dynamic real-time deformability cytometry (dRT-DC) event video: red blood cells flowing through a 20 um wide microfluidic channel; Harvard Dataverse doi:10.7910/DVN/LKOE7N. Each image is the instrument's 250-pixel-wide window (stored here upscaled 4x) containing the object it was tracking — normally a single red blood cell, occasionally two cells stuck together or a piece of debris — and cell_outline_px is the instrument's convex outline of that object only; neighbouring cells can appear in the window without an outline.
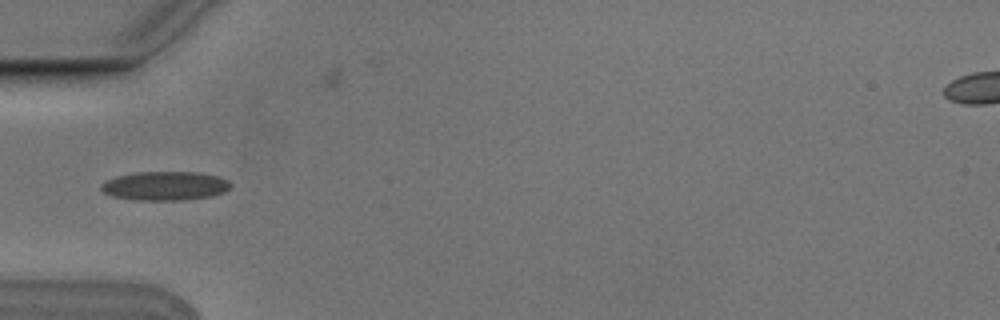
{"species": "Egyptian fruit bat (a non-hibernating species)", "species_latin": "Rousettus aegyptiacus", "temperature_condition": "cold", "stored_images_in_passage": 4, "camera_frame_rate_fps": 3000, "um_per_image_px": 0.085, "animal": {"sex": "male"}, "frame": {"image": 1, "passage_image": 4, "time_ms": 1.0, "image_size_px": [1000, 320], "cell_outline_px": [[232, 184], [224, 192], [212, 196], [188, 200], [132, 200], [112, 196], [104, 192], [100, 188], [100, 184], [104, 180], [116, 176], [132, 172], [200, 172], [216, 176], [228, 180]], "centroid_in_image_um": [13.99, 15.8], "position_along_channel_um": 71.0, "area_um2": 22.14}}